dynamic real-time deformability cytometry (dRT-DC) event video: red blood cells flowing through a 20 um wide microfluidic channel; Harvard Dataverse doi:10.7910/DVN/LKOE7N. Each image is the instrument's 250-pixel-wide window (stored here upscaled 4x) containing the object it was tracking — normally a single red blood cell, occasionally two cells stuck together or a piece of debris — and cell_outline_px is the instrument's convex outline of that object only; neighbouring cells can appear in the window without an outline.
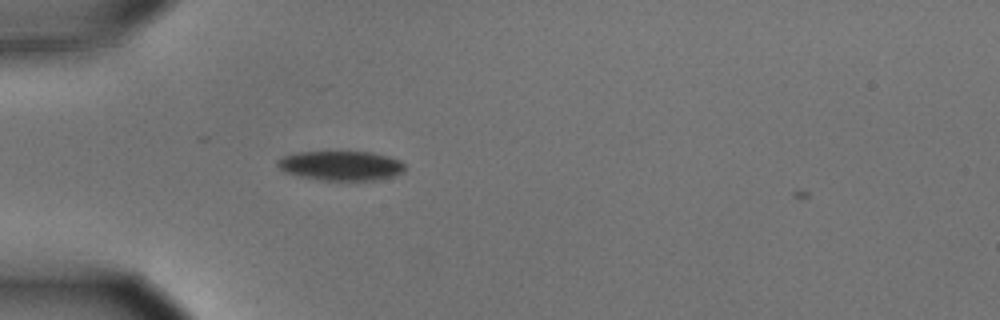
{"species": "common noctule bat (a hibernating species)", "species_latin": "Nyctalus noctula", "temperature_condition": "cold", "stored_images_in_passage": 3, "camera_frame_rate_fps": 3000, "um_per_image_px": 0.085, "animal": {"sex": "male", "body_mass_g": 15.6}, "frame": {"image": 1, "passage_image": 2, "time_ms": 0.333, "image_size_px": [1000, 320], "cell_outline_px": [[404, 172], [392, 176], [372, 180], [320, 180], [300, 176], [284, 172], [276, 164], [276, 160], [284, 156], [296, 152], [372, 152], [388, 156], [400, 160], [404, 164]], "centroid_in_image_um": [28.96, 14.08], "position_along_channel_um": 56.0, "area_um2": 21.85}}